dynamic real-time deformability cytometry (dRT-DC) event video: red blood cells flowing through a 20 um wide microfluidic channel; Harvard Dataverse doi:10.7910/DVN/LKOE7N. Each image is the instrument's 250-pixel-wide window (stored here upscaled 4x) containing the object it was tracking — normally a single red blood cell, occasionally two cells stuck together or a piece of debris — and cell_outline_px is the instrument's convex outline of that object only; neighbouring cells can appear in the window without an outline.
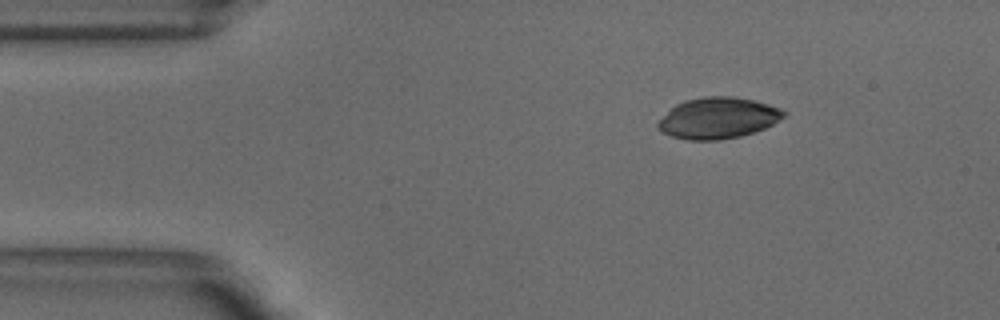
{"species": "common noctule bat (a hibernating species)", "species_latin": "Nyctalus noctula", "temperature_condition": "warm", "stored_images_in_passage": 45, "camera_frame_rate_fps": 3000, "um_per_image_px": 0.085, "animal": {"sex": "male", "body_mass_g": 18.8}, "frame": {"image": 1, "passage_image": 1, "time_ms": 0.0, "image_size_px": [1000, 320], "cell_outline_px": [[788, 112], [784, 116], [772, 124], [764, 128], [740, 136], [720, 140], [688, 140], [672, 136], [660, 132], [656, 124], [676, 104], [684, 100], [704, 96], [736, 96], [768, 104], [780, 108]], "centroid_in_image_um": [61.02, 10.03], "position_along_channel_um": 24.0, "area_um2": 30.06}}
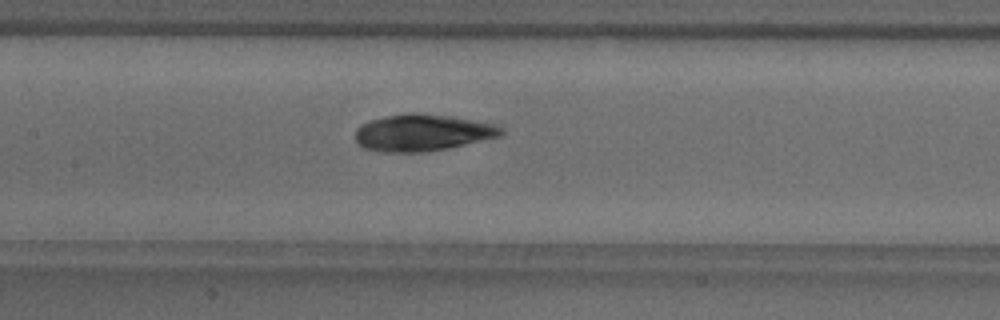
{"frame": {"image": 2, "passage_image": 17, "time_ms": 5.333, "image_size_px": [1000, 320], "cell_outline_px": [[504, 132], [500, 136], [448, 148], [424, 152], [384, 152], [364, 148], [356, 140], [356, 128], [360, 124], [368, 120], [384, 116], [404, 112], [416, 112], [452, 116], [492, 124], [504, 128]], "centroid_in_image_um": [35.87, 11.26], "position_along_channel_um": 171.5, "area_um2": 31.39}}
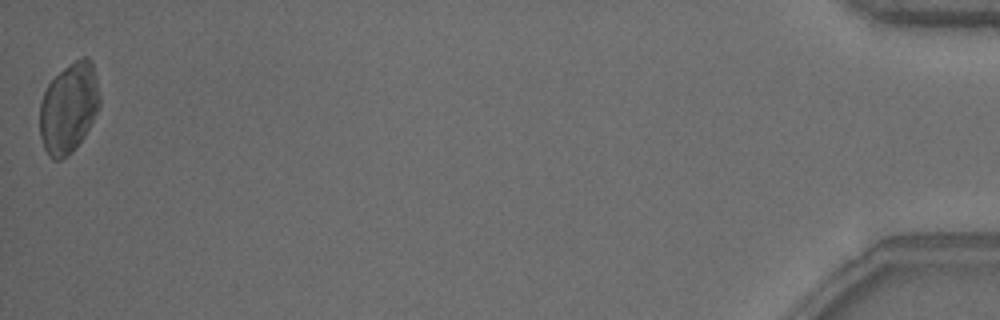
{"frame": {"image": 3, "passage_image": 45, "time_ms": 14.667, "image_size_px": [1000, 320], "cell_outline_px": [[100, 104], [84, 136], [76, 148], [72, 152], [60, 160], [52, 160], [48, 156], [44, 148], [40, 136], [40, 100], [48, 84], [64, 68], [76, 60], [84, 56], [88, 56], [92, 60], [100, 96]], "centroid_in_image_um": [5.83, 9.19], "position_along_channel_um": 429.4, "area_um2": 31.44}}